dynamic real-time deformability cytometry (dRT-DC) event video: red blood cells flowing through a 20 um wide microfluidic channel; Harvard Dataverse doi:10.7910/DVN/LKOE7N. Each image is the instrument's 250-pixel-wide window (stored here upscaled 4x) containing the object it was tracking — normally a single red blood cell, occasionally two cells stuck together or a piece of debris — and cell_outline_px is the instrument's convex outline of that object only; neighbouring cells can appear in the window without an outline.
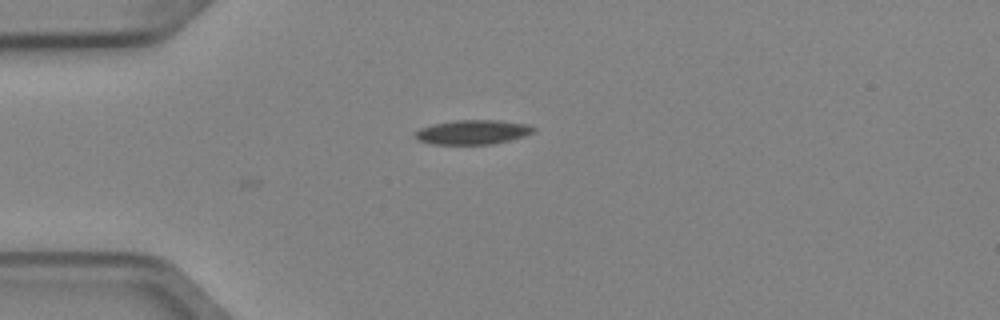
{"species": "Egyptian fruit bat (a non-hibernating species)", "species_latin": "Rousettus aegyptiacus", "temperature_condition": "cold", "stored_images_in_passage": 2, "camera_frame_rate_fps": 3000, "um_per_image_px": 0.085, "animal": {"sex": "female"}, "frame": {"image": 1, "passage_image": 1, "time_ms": 0.0, "image_size_px": [1000, 320], "cell_outline_px": [[536, 128], [532, 132], [524, 136], [492, 144], [432, 144], [416, 140], [416, 132], [420, 128], [432, 124], [456, 120], [500, 120], [528, 124]], "centroid_in_image_um": [40.17, 11.22], "position_along_channel_um": 44.8, "area_um2": 16.76}}